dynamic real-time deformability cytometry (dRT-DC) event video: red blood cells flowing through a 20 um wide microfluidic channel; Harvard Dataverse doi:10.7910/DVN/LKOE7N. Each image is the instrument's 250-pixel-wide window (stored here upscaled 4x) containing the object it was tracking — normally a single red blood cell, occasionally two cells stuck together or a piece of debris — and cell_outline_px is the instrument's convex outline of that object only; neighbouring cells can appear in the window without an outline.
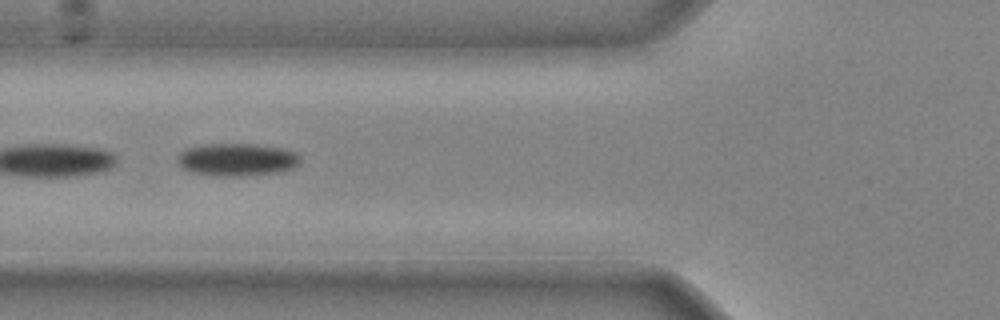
{"species": "common noctule bat (a hibernating species)", "species_latin": "Nyctalus noctula", "temperature_condition": "cold", "stored_images_in_passage": 14, "camera_frame_rate_fps": 3000, "um_per_image_px": 0.085, "animal": {"sex": "male", "body_mass_g": 20.4}, "frame": {"image": 1, "passage_image": 8, "time_ms": 2.333, "image_size_px": [1000, 320], "cell_outline_px": [[300, 164], [284, 172], [248, 176], [212, 176], [188, 172], [180, 168], [176, 164], [176, 156], [184, 148], [200, 144], [256, 144], [280, 148], [296, 152], [300, 156]], "centroid_in_image_um": [20.08, 13.58], "position_along_channel_um": 105.7, "area_um2": 24.22}}